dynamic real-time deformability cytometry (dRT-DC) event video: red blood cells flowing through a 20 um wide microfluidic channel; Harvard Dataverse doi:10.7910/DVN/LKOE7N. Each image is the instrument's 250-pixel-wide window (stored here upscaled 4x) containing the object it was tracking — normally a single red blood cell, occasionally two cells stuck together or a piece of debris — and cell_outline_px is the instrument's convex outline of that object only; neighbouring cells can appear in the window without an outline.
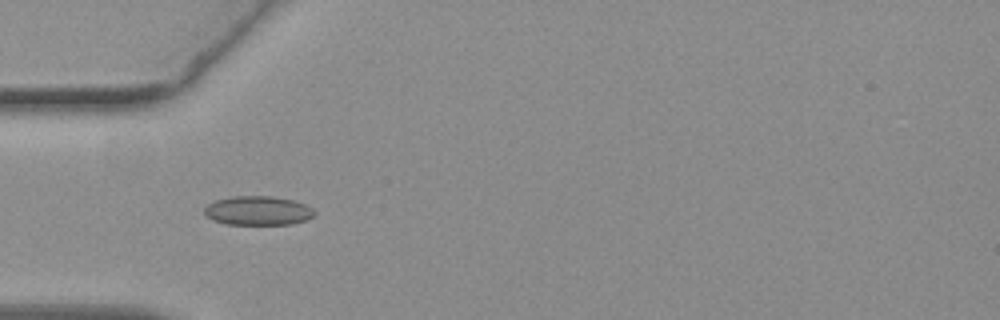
{"species": "common noctule bat (a hibernating species)", "species_latin": "Nyctalus noctula", "temperature_condition": "warm", "stored_images_in_passage": 36, "camera_frame_rate_fps": 3000, "um_per_image_px": 0.085, "animal": {"sex": "female", "body_mass_g": 19.3, "forearm_length_mm": 54.1}, "frame": {"image": 1, "passage_image": 4, "time_ms": 1.0, "image_size_px": [1000, 320], "cell_outline_px": [[316, 216], [308, 220], [292, 224], [228, 224], [212, 220], [204, 216], [204, 208], [208, 204], [216, 200], [232, 196], [272, 196], [292, 200], [304, 204], [312, 208], [316, 212]], "centroid_in_image_um": [21.94, 17.91], "position_along_channel_um": 63.1, "area_um2": 18.84}}
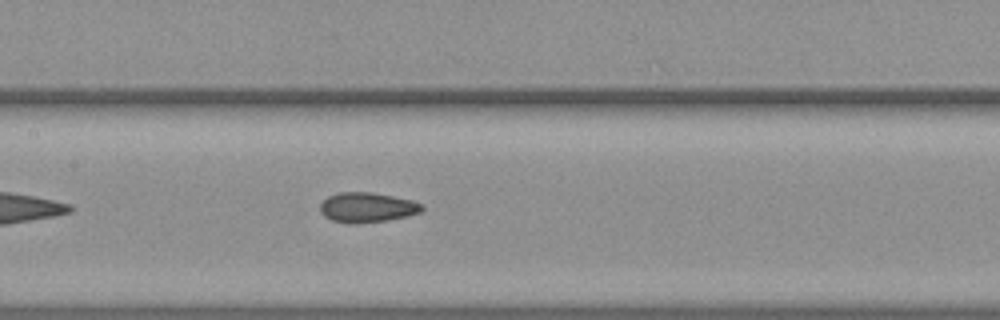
{"frame": {"image": 2, "passage_image": 13, "time_ms": 4.0, "image_size_px": [1000, 320], "cell_outline_px": [[424, 208], [420, 212], [408, 216], [388, 220], [352, 224], [348, 224], [332, 220], [324, 216], [320, 212], [320, 204], [328, 196], [340, 192], [372, 192], [412, 200], [424, 204]], "centroid_in_image_um": [31.21, 17.63], "position_along_channel_um": 176.2, "area_um2": 17.86}}
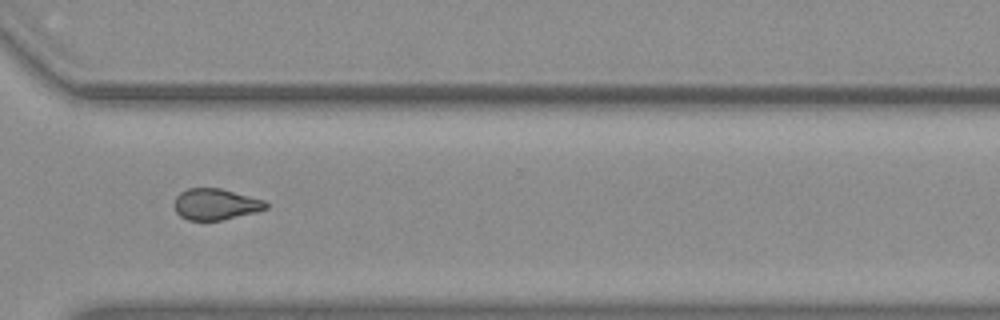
{"frame": {"image": 3, "passage_image": 27, "time_ms": 8.667, "image_size_px": [1000, 320], "cell_outline_px": [[268, 208], [256, 212], [220, 220], [188, 220], [180, 216], [176, 212], [172, 204], [176, 196], [180, 192], [188, 188], [220, 188], [264, 200], [268, 204]], "centroid_in_image_um": [18.29, 17.36], "position_along_channel_um": 352.3, "area_um2": 16.7}, "authors_computed_cell_mechanics": {"area_um2": 17.1088, "velocity_mm_per_s": 3.7801, "shape_relaxation_time_tau1_ms": null, "shape_relaxation_time_tau2_ms": 2.165, "deformation_change_tau1": null, "deformation_change_tau2": 0.0741}}